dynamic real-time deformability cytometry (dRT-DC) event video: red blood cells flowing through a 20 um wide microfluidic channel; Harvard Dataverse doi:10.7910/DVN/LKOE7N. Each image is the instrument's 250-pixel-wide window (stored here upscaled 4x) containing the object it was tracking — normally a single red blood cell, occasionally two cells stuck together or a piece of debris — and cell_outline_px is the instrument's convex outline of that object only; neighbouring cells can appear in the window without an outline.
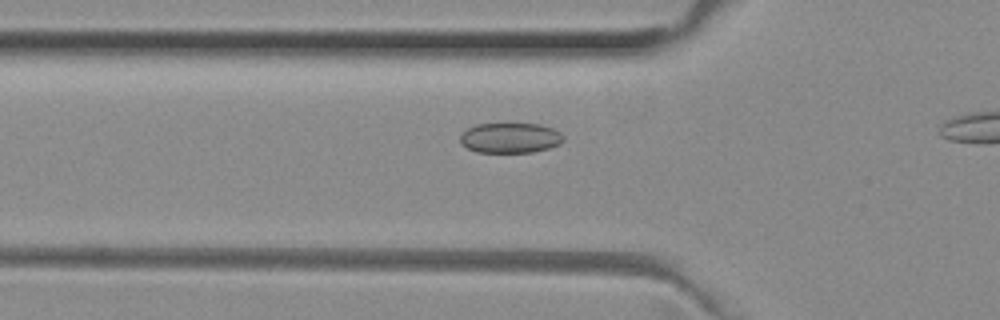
{"species": "common noctule bat (a hibernating species)", "species_latin": "Nyctalus noctula", "temperature_condition": "room temperature", "stored_images_in_passage": 5, "camera_frame_rate_fps": 3000, "um_per_image_px": 0.085, "animal": {"sex": "female", "body_mass_g": 29.2, "forearm_length_mm": 56.3}, "frame": {"image": 1, "passage_image": 3, "time_ms": 0.667, "image_size_px": [1000, 320], "cell_outline_px": [[564, 140], [560, 144], [548, 148], [532, 152], [476, 152], [460, 144], [460, 136], [468, 128], [476, 124], [540, 124], [552, 128], [560, 132], [564, 136]], "centroid_in_image_um": [43.37, 11.72], "position_along_channel_um": 82.4, "area_um2": 18.15}}